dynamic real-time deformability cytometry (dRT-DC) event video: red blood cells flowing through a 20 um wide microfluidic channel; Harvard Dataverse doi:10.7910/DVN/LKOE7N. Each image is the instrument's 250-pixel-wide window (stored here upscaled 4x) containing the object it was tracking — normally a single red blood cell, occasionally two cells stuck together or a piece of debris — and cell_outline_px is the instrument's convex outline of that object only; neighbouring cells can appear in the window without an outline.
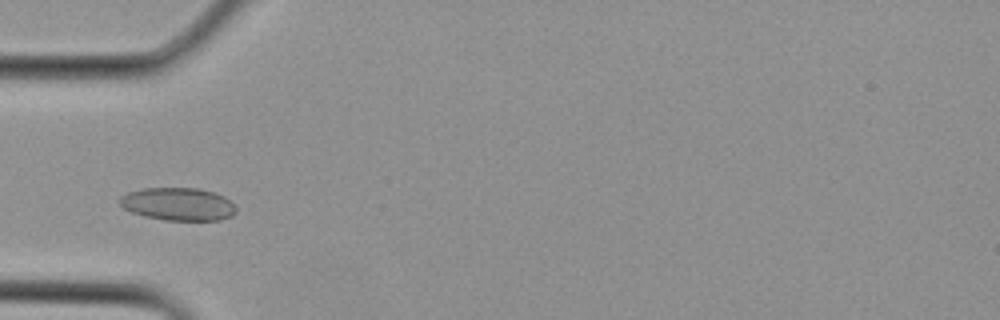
{"species": "Egyptian fruit bat (a non-hibernating species)", "species_latin": "Rousettus aegyptiacus", "temperature_condition": "cold", "stored_images_in_passage": 3, "camera_frame_rate_fps": 3000, "um_per_image_px": 0.085, "animal": {"sex": "female"}, "frame": {"image": 1, "passage_image": 3, "time_ms": 0.667, "image_size_px": [1000, 320], "cell_outline_px": [[236, 212], [232, 216], [220, 220], [164, 220], [144, 216], [132, 212], [124, 208], [120, 204], [120, 196], [128, 192], [144, 188], [196, 188], [212, 192], [224, 196], [236, 208]], "centroid_in_image_um": [15.13, 17.35], "position_along_channel_um": 69.9, "area_um2": 22.14}}